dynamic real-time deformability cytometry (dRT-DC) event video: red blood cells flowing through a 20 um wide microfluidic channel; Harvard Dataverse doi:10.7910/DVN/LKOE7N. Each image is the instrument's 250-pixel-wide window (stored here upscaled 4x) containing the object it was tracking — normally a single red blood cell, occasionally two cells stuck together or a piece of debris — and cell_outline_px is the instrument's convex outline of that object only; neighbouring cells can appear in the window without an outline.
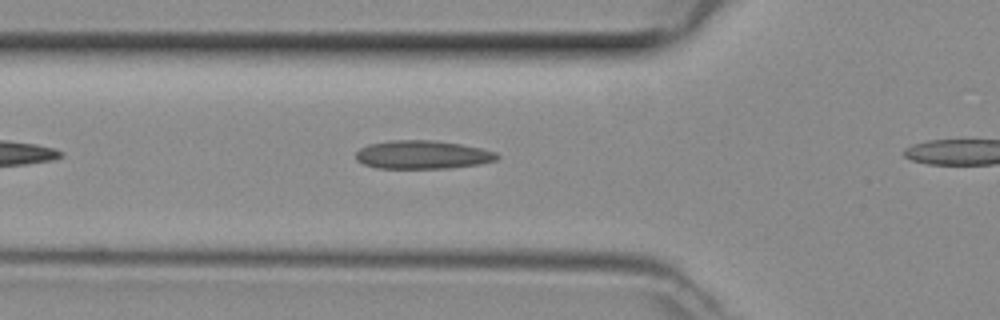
{"species": "common noctule bat (a hibernating species)", "species_latin": "Nyctalus noctula", "temperature_condition": "room temperature", "stored_images_in_passage": 7, "camera_frame_rate_fps": 3000, "um_per_image_px": 0.085, "animal": {"sex": "female", "body_mass_g": 29.2, "forearm_length_mm": 56.3}, "frame": {"image": 1, "passage_image": 6, "time_ms": 1.667, "image_size_px": [1000, 320], "cell_outline_px": [[500, 156], [496, 160], [480, 164], [448, 168], [380, 168], [364, 164], [356, 160], [356, 152], [360, 148], [368, 144], [392, 140], [432, 140], [460, 144], [480, 148], [496, 152]], "centroid_in_image_um": [35.91, 13.15], "position_along_channel_um": 89.9, "area_um2": 23.29}}